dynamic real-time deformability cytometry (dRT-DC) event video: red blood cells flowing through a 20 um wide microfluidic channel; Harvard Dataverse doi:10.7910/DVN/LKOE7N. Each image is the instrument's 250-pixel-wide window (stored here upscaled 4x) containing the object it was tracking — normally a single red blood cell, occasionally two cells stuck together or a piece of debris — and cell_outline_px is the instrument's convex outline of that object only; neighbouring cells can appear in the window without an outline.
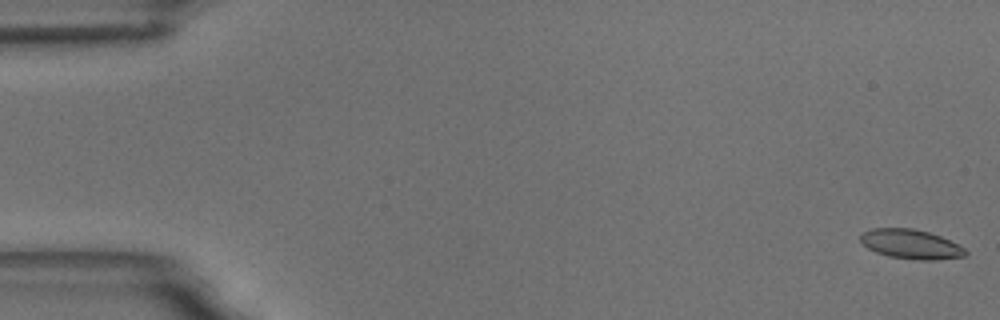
{"species": "common noctule bat (a hibernating species)", "species_latin": "Nyctalus noctula", "temperature_condition": "room temperature", "stored_images_in_passage": 59, "camera_frame_rate_fps": 3000, "um_per_image_px": 0.085, "animal": {"sex": "male", "body_mass_g": 18.8}, "frame": {"image": 1, "passage_image": 1, "time_ms": 0.0, "image_size_px": [1000, 320], "cell_outline_px": [[968, 252], [964, 256], [936, 260], [916, 260], [888, 256], [876, 252], [868, 248], [860, 240], [860, 232], [872, 228], [912, 228], [928, 232], [940, 236], [964, 248]], "centroid_in_image_um": [77.39, 20.75], "position_along_channel_um": 7.6, "area_um2": 17.98}}
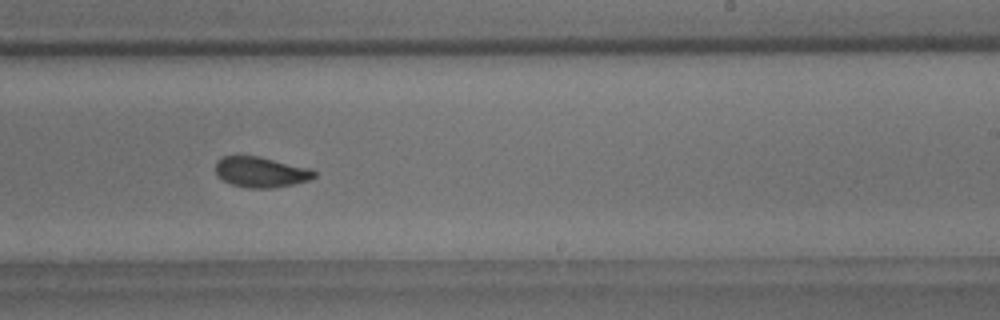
{"frame": {"image": 2, "passage_image": 36, "time_ms": 11.667, "image_size_px": [1000, 320], "cell_outline_px": [[316, 176], [308, 180], [292, 184], [272, 188], [248, 188], [232, 184], [224, 180], [216, 172], [216, 160], [224, 156], [260, 156], [312, 168], [316, 172]], "centroid_in_image_um": [22.21, 14.61], "position_along_channel_um": 266.8, "area_um2": 17.51}}
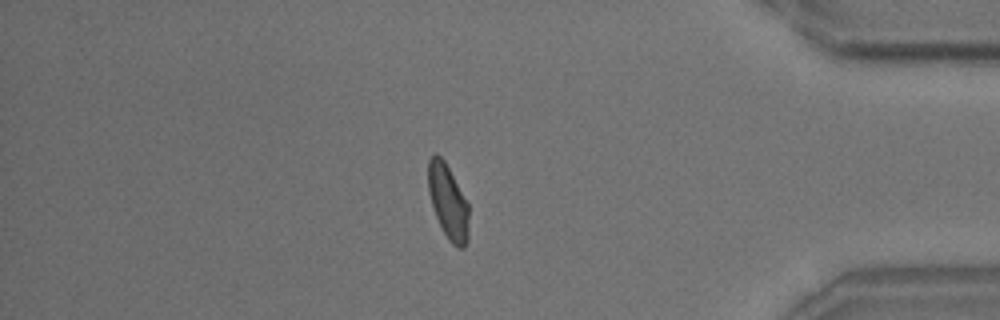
{"frame": {"image": 3, "passage_image": 50, "time_ms": 16.333, "image_size_px": [1000, 320], "cell_outline_px": [[468, 240], [464, 248], [456, 248], [448, 240], [436, 216], [428, 192], [428, 160], [436, 152], [444, 160], [468, 204]], "centroid_in_image_um": [38.08, 17.17], "position_along_channel_um": 397.1, "area_um2": 17.46}, "authors_computed_cell_mechanics": {"area_um2": 18.0914, "velocity_mm_per_s": 3.4807, "shape_relaxation_time_tau1_ms": 7.6497, "shape_relaxation_time_tau2_ms": 1.6763, "deformation_change_tau1": 0.126, "deformation_change_tau2": 0.055}}